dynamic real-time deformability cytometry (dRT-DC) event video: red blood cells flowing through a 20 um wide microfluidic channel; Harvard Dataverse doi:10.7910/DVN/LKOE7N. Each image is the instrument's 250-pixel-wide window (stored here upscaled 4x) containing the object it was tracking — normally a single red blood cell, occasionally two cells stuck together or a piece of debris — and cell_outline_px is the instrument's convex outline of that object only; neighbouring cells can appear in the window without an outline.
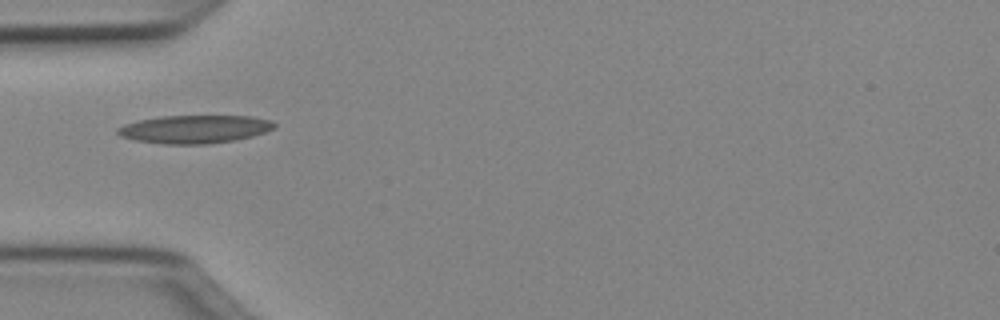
{"species": "Egyptian fruit bat (a non-hibernating species)", "species_latin": "Rousettus aegyptiacus", "temperature_condition": "cold", "stored_images_in_passage": 30, "camera_frame_rate_fps": 3000, "um_per_image_px": 0.085, "animal": {"sex": "female"}, "frame": {"image": 1, "passage_image": 1, "time_ms": 0.0, "image_size_px": [1000, 320], "cell_outline_px": [[276, 128], [252, 136], [236, 140], [208, 144], [164, 144], [136, 140], [120, 136], [116, 132], [116, 128], [124, 124], [140, 120], [160, 116], [252, 116], [272, 120], [276, 124]], "centroid_in_image_um": [16.56, 10.98], "position_along_channel_um": 68.4, "area_um2": 25.78}}
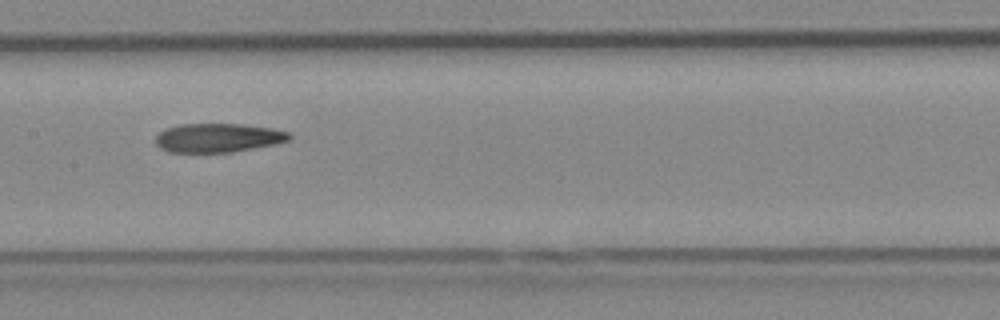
{"frame": {"image": 2, "passage_image": 10, "time_ms": 3.0, "image_size_px": [1000, 320], "cell_outline_px": [[292, 136], [288, 140], [272, 144], [232, 152], [168, 152], [160, 148], [156, 144], [156, 136], [160, 132], [168, 128], [180, 124], [244, 124], [272, 128], [288, 132]], "centroid_in_image_um": [18.51, 11.71], "position_along_channel_um": 188.9, "area_um2": 22.31}}
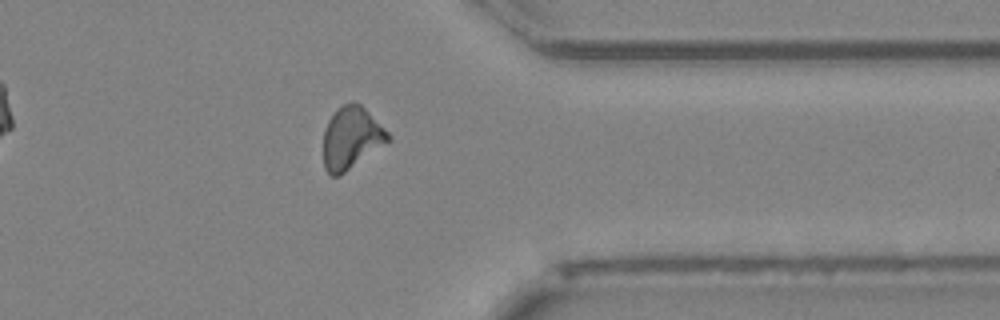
{"frame": {"image": 3, "passage_image": 25, "time_ms": 8.0, "image_size_px": [1000, 320], "cell_outline_px": [[392, 136], [388, 140], [340, 176], [332, 176], [324, 168], [324, 128], [328, 120], [344, 104], [352, 100], [360, 104]], "centroid_in_image_um": [29.83, 11.72], "position_along_channel_um": 381.6, "area_um2": 22.83}, "authors_computed_cell_mechanics": {"area_um2": 23.1778, "velocity_mm_per_s": 4.0239, "shape_relaxation_time_tau1_ms": null, "shape_relaxation_time_tau2_ms": 9.0113, "deformation_change_tau1": null, "deformation_change_tau2": 0.1996}}